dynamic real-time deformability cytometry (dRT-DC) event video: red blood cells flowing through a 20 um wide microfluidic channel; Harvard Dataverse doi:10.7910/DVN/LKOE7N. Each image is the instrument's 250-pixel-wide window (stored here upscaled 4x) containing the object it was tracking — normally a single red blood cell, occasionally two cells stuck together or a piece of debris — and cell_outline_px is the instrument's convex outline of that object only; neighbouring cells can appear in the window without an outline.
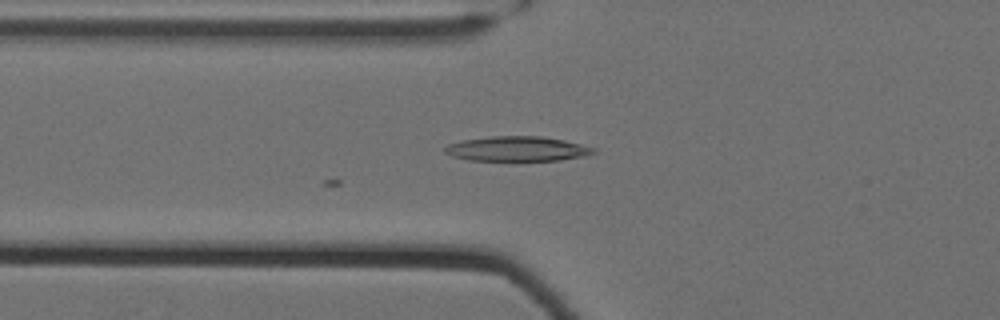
{"species": "Egyptian fruit bat (a non-hibernating species)", "species_latin": "Rousettus aegyptiacus", "temperature_condition": "cold", "stored_images_in_passage": 3, "camera_frame_rate_fps": 3000, "um_per_image_px": 0.085, "animal": {"sex": "female"}, "frame": {"image": 1, "passage_image": 3, "time_ms": 0.667, "image_size_px": [1000, 320], "cell_outline_px": [[596, 152], [584, 156], [560, 160], [468, 160], [452, 156], [444, 152], [444, 148], [448, 144], [460, 140], [492, 136], [540, 136], [564, 140], [596, 148]], "centroid_in_image_um": [43.94, 12.64], "position_along_channel_um": 81.9, "area_um2": 21.44}}